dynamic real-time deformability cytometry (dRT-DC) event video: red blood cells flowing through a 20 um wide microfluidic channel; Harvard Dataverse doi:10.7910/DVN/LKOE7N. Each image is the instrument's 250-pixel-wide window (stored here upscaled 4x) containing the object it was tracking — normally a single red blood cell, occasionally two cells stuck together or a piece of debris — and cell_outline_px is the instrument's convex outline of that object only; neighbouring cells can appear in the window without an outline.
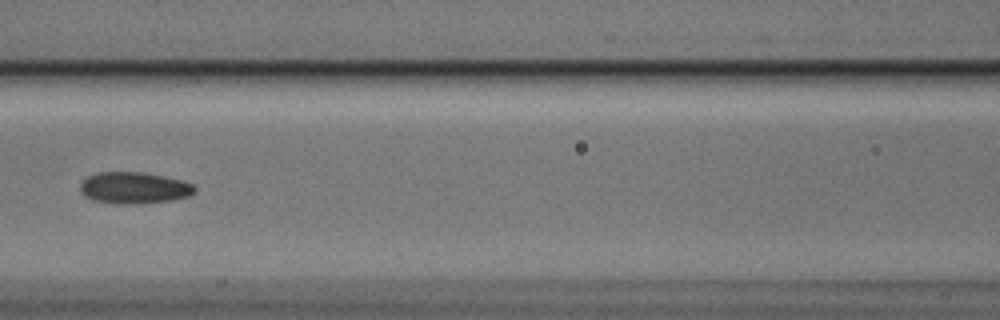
{"species": "Egyptian fruit bat (a non-hibernating species)", "species_latin": "Rousettus aegyptiacus", "temperature_condition": "cold", "stored_images_in_passage": 9, "camera_frame_rate_fps": 3000, "um_per_image_px": 0.085, "animal": {"sex": "male"}, "frame": {"image": 1, "passage_image": 6, "time_ms": 1.667, "image_size_px": [1000, 320], "cell_outline_px": [[196, 192], [188, 196], [172, 200], [140, 204], [120, 204], [92, 200], [84, 196], [80, 192], [80, 184], [88, 176], [96, 172], [140, 172], [180, 180], [192, 184], [196, 188]], "centroid_in_image_um": [11.36, 15.98], "position_along_channel_um": 155.2, "area_um2": 21.04}}
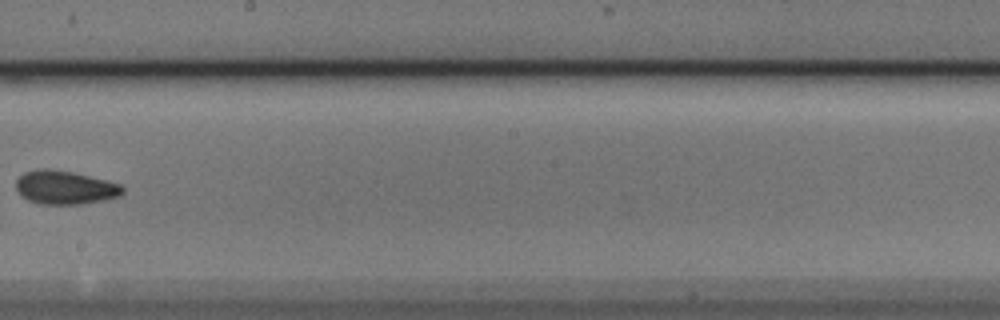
{"frame": {"image": 2, "passage_image": 8, "time_ms": 2.333, "image_size_px": [1000, 320], "cell_outline_px": [[124, 192], [120, 196], [104, 200], [80, 204], [40, 204], [28, 200], [20, 196], [16, 188], [16, 180], [24, 172], [44, 168], [48, 168], [72, 172], [120, 184], [124, 188]], "centroid_in_image_um": [5.5, 15.94], "position_along_channel_um": 242.7, "area_um2": 20.81}}
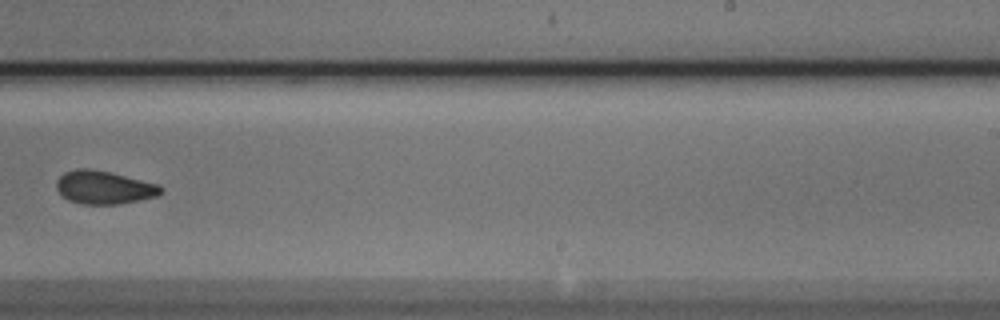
{"frame": {"image": 3, "passage_image": 9, "time_ms": 2.667, "image_size_px": [1000, 320], "cell_outline_px": [[164, 192], [156, 196], [140, 200], [120, 204], [80, 204], [68, 200], [56, 188], [56, 180], [64, 172], [76, 168], [88, 168], [108, 172], [156, 184], [164, 188]], "centroid_in_image_um": [8.82, 15.94], "position_along_channel_um": 280.2, "area_um2": 20.06}}